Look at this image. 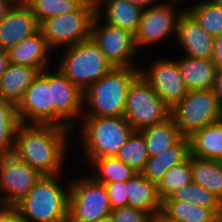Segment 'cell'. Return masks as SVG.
I'll return each mask as SVG.
<instances>
[{
	"mask_svg": "<svg viewBox=\"0 0 222 222\" xmlns=\"http://www.w3.org/2000/svg\"><path fill=\"white\" fill-rule=\"evenodd\" d=\"M73 132L57 125L21 124L12 154L42 175L64 174Z\"/></svg>",
	"mask_w": 222,
	"mask_h": 222,
	"instance_id": "1",
	"label": "cell"
},
{
	"mask_svg": "<svg viewBox=\"0 0 222 222\" xmlns=\"http://www.w3.org/2000/svg\"><path fill=\"white\" fill-rule=\"evenodd\" d=\"M62 175H43L28 194L13 205L22 222H68L70 181L63 182Z\"/></svg>",
	"mask_w": 222,
	"mask_h": 222,
	"instance_id": "2",
	"label": "cell"
},
{
	"mask_svg": "<svg viewBox=\"0 0 222 222\" xmlns=\"http://www.w3.org/2000/svg\"><path fill=\"white\" fill-rule=\"evenodd\" d=\"M79 123L73 129L76 131L73 138L79 135L75 137L80 139L79 143L88 163L96 158L115 157L135 131L124 116H82Z\"/></svg>",
	"mask_w": 222,
	"mask_h": 222,
	"instance_id": "3",
	"label": "cell"
},
{
	"mask_svg": "<svg viewBox=\"0 0 222 222\" xmlns=\"http://www.w3.org/2000/svg\"><path fill=\"white\" fill-rule=\"evenodd\" d=\"M139 75L140 67H114L84 91L82 116H124L129 87Z\"/></svg>",
	"mask_w": 222,
	"mask_h": 222,
	"instance_id": "4",
	"label": "cell"
},
{
	"mask_svg": "<svg viewBox=\"0 0 222 222\" xmlns=\"http://www.w3.org/2000/svg\"><path fill=\"white\" fill-rule=\"evenodd\" d=\"M61 51L57 68L83 92L114 68L92 38Z\"/></svg>",
	"mask_w": 222,
	"mask_h": 222,
	"instance_id": "5",
	"label": "cell"
},
{
	"mask_svg": "<svg viewBox=\"0 0 222 222\" xmlns=\"http://www.w3.org/2000/svg\"><path fill=\"white\" fill-rule=\"evenodd\" d=\"M96 15L95 3L84 2L76 11L52 16L39 24V30L54 50L91 38Z\"/></svg>",
	"mask_w": 222,
	"mask_h": 222,
	"instance_id": "6",
	"label": "cell"
},
{
	"mask_svg": "<svg viewBox=\"0 0 222 222\" xmlns=\"http://www.w3.org/2000/svg\"><path fill=\"white\" fill-rule=\"evenodd\" d=\"M171 118L183 136L222 120V105L213 89L192 90L171 108Z\"/></svg>",
	"mask_w": 222,
	"mask_h": 222,
	"instance_id": "7",
	"label": "cell"
},
{
	"mask_svg": "<svg viewBox=\"0 0 222 222\" xmlns=\"http://www.w3.org/2000/svg\"><path fill=\"white\" fill-rule=\"evenodd\" d=\"M77 176L70 180L68 222H96L109 217L112 208L105 185L89 174Z\"/></svg>",
	"mask_w": 222,
	"mask_h": 222,
	"instance_id": "8",
	"label": "cell"
},
{
	"mask_svg": "<svg viewBox=\"0 0 222 222\" xmlns=\"http://www.w3.org/2000/svg\"><path fill=\"white\" fill-rule=\"evenodd\" d=\"M124 117L135 131L171 118V108L140 74L128 90Z\"/></svg>",
	"mask_w": 222,
	"mask_h": 222,
	"instance_id": "9",
	"label": "cell"
},
{
	"mask_svg": "<svg viewBox=\"0 0 222 222\" xmlns=\"http://www.w3.org/2000/svg\"><path fill=\"white\" fill-rule=\"evenodd\" d=\"M167 1V2H166ZM184 3L186 0H165L160 4L145 8L141 15L135 35L137 49L161 43L173 34L176 37L177 25L185 8L176 11L175 3ZM174 5H173V4ZM177 12V13H176ZM161 41V42H160Z\"/></svg>",
	"mask_w": 222,
	"mask_h": 222,
	"instance_id": "10",
	"label": "cell"
},
{
	"mask_svg": "<svg viewBox=\"0 0 222 222\" xmlns=\"http://www.w3.org/2000/svg\"><path fill=\"white\" fill-rule=\"evenodd\" d=\"M91 38L114 67H137L133 62L139 53L134 33L102 22L95 15Z\"/></svg>",
	"mask_w": 222,
	"mask_h": 222,
	"instance_id": "11",
	"label": "cell"
},
{
	"mask_svg": "<svg viewBox=\"0 0 222 222\" xmlns=\"http://www.w3.org/2000/svg\"><path fill=\"white\" fill-rule=\"evenodd\" d=\"M51 95L53 125L75 129L83 115L84 92L56 67L51 69Z\"/></svg>",
	"mask_w": 222,
	"mask_h": 222,
	"instance_id": "12",
	"label": "cell"
},
{
	"mask_svg": "<svg viewBox=\"0 0 222 222\" xmlns=\"http://www.w3.org/2000/svg\"><path fill=\"white\" fill-rule=\"evenodd\" d=\"M16 109L22 124L53 125L51 67L39 72Z\"/></svg>",
	"mask_w": 222,
	"mask_h": 222,
	"instance_id": "13",
	"label": "cell"
},
{
	"mask_svg": "<svg viewBox=\"0 0 222 222\" xmlns=\"http://www.w3.org/2000/svg\"><path fill=\"white\" fill-rule=\"evenodd\" d=\"M43 177L14 154L0 156V201L13 206Z\"/></svg>",
	"mask_w": 222,
	"mask_h": 222,
	"instance_id": "14",
	"label": "cell"
},
{
	"mask_svg": "<svg viewBox=\"0 0 222 222\" xmlns=\"http://www.w3.org/2000/svg\"><path fill=\"white\" fill-rule=\"evenodd\" d=\"M140 74L170 108L188 93L177 61L171 57L157 59L147 69L140 68Z\"/></svg>",
	"mask_w": 222,
	"mask_h": 222,
	"instance_id": "15",
	"label": "cell"
},
{
	"mask_svg": "<svg viewBox=\"0 0 222 222\" xmlns=\"http://www.w3.org/2000/svg\"><path fill=\"white\" fill-rule=\"evenodd\" d=\"M175 39L185 56L212 59L214 37L210 36L187 10L180 17Z\"/></svg>",
	"mask_w": 222,
	"mask_h": 222,
	"instance_id": "16",
	"label": "cell"
},
{
	"mask_svg": "<svg viewBox=\"0 0 222 222\" xmlns=\"http://www.w3.org/2000/svg\"><path fill=\"white\" fill-rule=\"evenodd\" d=\"M39 31V23L26 3H16L0 22V49L9 50Z\"/></svg>",
	"mask_w": 222,
	"mask_h": 222,
	"instance_id": "17",
	"label": "cell"
},
{
	"mask_svg": "<svg viewBox=\"0 0 222 222\" xmlns=\"http://www.w3.org/2000/svg\"><path fill=\"white\" fill-rule=\"evenodd\" d=\"M51 51L53 49L40 30L7 50L9 63L37 68L40 72L51 67Z\"/></svg>",
	"mask_w": 222,
	"mask_h": 222,
	"instance_id": "18",
	"label": "cell"
},
{
	"mask_svg": "<svg viewBox=\"0 0 222 222\" xmlns=\"http://www.w3.org/2000/svg\"><path fill=\"white\" fill-rule=\"evenodd\" d=\"M95 5L96 15L103 18L102 21L105 19L107 24L136 33L144 10L142 7L127 0H96Z\"/></svg>",
	"mask_w": 222,
	"mask_h": 222,
	"instance_id": "19",
	"label": "cell"
},
{
	"mask_svg": "<svg viewBox=\"0 0 222 222\" xmlns=\"http://www.w3.org/2000/svg\"><path fill=\"white\" fill-rule=\"evenodd\" d=\"M188 91L213 89L217 67L212 59H198L183 55L175 59Z\"/></svg>",
	"mask_w": 222,
	"mask_h": 222,
	"instance_id": "20",
	"label": "cell"
},
{
	"mask_svg": "<svg viewBox=\"0 0 222 222\" xmlns=\"http://www.w3.org/2000/svg\"><path fill=\"white\" fill-rule=\"evenodd\" d=\"M127 206L150 213L156 220L161 215L162 201L155 182L137 173L127 181Z\"/></svg>",
	"mask_w": 222,
	"mask_h": 222,
	"instance_id": "21",
	"label": "cell"
},
{
	"mask_svg": "<svg viewBox=\"0 0 222 222\" xmlns=\"http://www.w3.org/2000/svg\"><path fill=\"white\" fill-rule=\"evenodd\" d=\"M189 155L190 141L187 136H183L174 146L150 156L141 174L157 184L170 168L183 162Z\"/></svg>",
	"mask_w": 222,
	"mask_h": 222,
	"instance_id": "22",
	"label": "cell"
},
{
	"mask_svg": "<svg viewBox=\"0 0 222 222\" xmlns=\"http://www.w3.org/2000/svg\"><path fill=\"white\" fill-rule=\"evenodd\" d=\"M39 72L37 68L9 63L0 78V97L17 105Z\"/></svg>",
	"mask_w": 222,
	"mask_h": 222,
	"instance_id": "23",
	"label": "cell"
},
{
	"mask_svg": "<svg viewBox=\"0 0 222 222\" xmlns=\"http://www.w3.org/2000/svg\"><path fill=\"white\" fill-rule=\"evenodd\" d=\"M188 138L191 156L222 161V120L194 131Z\"/></svg>",
	"mask_w": 222,
	"mask_h": 222,
	"instance_id": "24",
	"label": "cell"
},
{
	"mask_svg": "<svg viewBox=\"0 0 222 222\" xmlns=\"http://www.w3.org/2000/svg\"><path fill=\"white\" fill-rule=\"evenodd\" d=\"M163 222H218L219 216L212 210L182 201H162L159 217Z\"/></svg>",
	"mask_w": 222,
	"mask_h": 222,
	"instance_id": "25",
	"label": "cell"
},
{
	"mask_svg": "<svg viewBox=\"0 0 222 222\" xmlns=\"http://www.w3.org/2000/svg\"><path fill=\"white\" fill-rule=\"evenodd\" d=\"M139 132L145 139L150 156L162 153L183 137L172 118L161 124L143 128Z\"/></svg>",
	"mask_w": 222,
	"mask_h": 222,
	"instance_id": "26",
	"label": "cell"
},
{
	"mask_svg": "<svg viewBox=\"0 0 222 222\" xmlns=\"http://www.w3.org/2000/svg\"><path fill=\"white\" fill-rule=\"evenodd\" d=\"M192 181L214 193L222 201V161L192 156Z\"/></svg>",
	"mask_w": 222,
	"mask_h": 222,
	"instance_id": "27",
	"label": "cell"
},
{
	"mask_svg": "<svg viewBox=\"0 0 222 222\" xmlns=\"http://www.w3.org/2000/svg\"><path fill=\"white\" fill-rule=\"evenodd\" d=\"M95 172L91 177L101 184L112 182H127L137 173L127 164L116 157H102L93 159L89 163Z\"/></svg>",
	"mask_w": 222,
	"mask_h": 222,
	"instance_id": "28",
	"label": "cell"
},
{
	"mask_svg": "<svg viewBox=\"0 0 222 222\" xmlns=\"http://www.w3.org/2000/svg\"><path fill=\"white\" fill-rule=\"evenodd\" d=\"M20 122L16 105L0 97V156L13 153Z\"/></svg>",
	"mask_w": 222,
	"mask_h": 222,
	"instance_id": "29",
	"label": "cell"
},
{
	"mask_svg": "<svg viewBox=\"0 0 222 222\" xmlns=\"http://www.w3.org/2000/svg\"><path fill=\"white\" fill-rule=\"evenodd\" d=\"M169 199L212 209L219 217L222 215V201L214 193L193 181L177 190Z\"/></svg>",
	"mask_w": 222,
	"mask_h": 222,
	"instance_id": "30",
	"label": "cell"
},
{
	"mask_svg": "<svg viewBox=\"0 0 222 222\" xmlns=\"http://www.w3.org/2000/svg\"><path fill=\"white\" fill-rule=\"evenodd\" d=\"M186 10L196 19L201 27L212 37L222 34V6L210 0H198Z\"/></svg>",
	"mask_w": 222,
	"mask_h": 222,
	"instance_id": "31",
	"label": "cell"
},
{
	"mask_svg": "<svg viewBox=\"0 0 222 222\" xmlns=\"http://www.w3.org/2000/svg\"><path fill=\"white\" fill-rule=\"evenodd\" d=\"M192 156L170 168L163 178L156 184L157 193L161 201L172 196L184 185L192 182Z\"/></svg>",
	"mask_w": 222,
	"mask_h": 222,
	"instance_id": "32",
	"label": "cell"
},
{
	"mask_svg": "<svg viewBox=\"0 0 222 222\" xmlns=\"http://www.w3.org/2000/svg\"><path fill=\"white\" fill-rule=\"evenodd\" d=\"M115 157L129 165L136 173H141L150 157L143 135L134 131Z\"/></svg>",
	"mask_w": 222,
	"mask_h": 222,
	"instance_id": "33",
	"label": "cell"
},
{
	"mask_svg": "<svg viewBox=\"0 0 222 222\" xmlns=\"http://www.w3.org/2000/svg\"><path fill=\"white\" fill-rule=\"evenodd\" d=\"M84 2V0H29L26 4L40 24L52 16L76 11Z\"/></svg>",
	"mask_w": 222,
	"mask_h": 222,
	"instance_id": "34",
	"label": "cell"
},
{
	"mask_svg": "<svg viewBox=\"0 0 222 222\" xmlns=\"http://www.w3.org/2000/svg\"><path fill=\"white\" fill-rule=\"evenodd\" d=\"M110 217L113 222H155L156 219L146 211L132 208L120 207L112 209Z\"/></svg>",
	"mask_w": 222,
	"mask_h": 222,
	"instance_id": "35",
	"label": "cell"
},
{
	"mask_svg": "<svg viewBox=\"0 0 222 222\" xmlns=\"http://www.w3.org/2000/svg\"><path fill=\"white\" fill-rule=\"evenodd\" d=\"M108 193L109 202L112 209L126 207L128 200L127 182H112L104 184Z\"/></svg>",
	"mask_w": 222,
	"mask_h": 222,
	"instance_id": "36",
	"label": "cell"
},
{
	"mask_svg": "<svg viewBox=\"0 0 222 222\" xmlns=\"http://www.w3.org/2000/svg\"><path fill=\"white\" fill-rule=\"evenodd\" d=\"M0 222H22L14 206L2 205L0 207Z\"/></svg>",
	"mask_w": 222,
	"mask_h": 222,
	"instance_id": "37",
	"label": "cell"
},
{
	"mask_svg": "<svg viewBox=\"0 0 222 222\" xmlns=\"http://www.w3.org/2000/svg\"><path fill=\"white\" fill-rule=\"evenodd\" d=\"M214 39L215 45L212 61L216 64L218 70H222V34Z\"/></svg>",
	"mask_w": 222,
	"mask_h": 222,
	"instance_id": "38",
	"label": "cell"
},
{
	"mask_svg": "<svg viewBox=\"0 0 222 222\" xmlns=\"http://www.w3.org/2000/svg\"><path fill=\"white\" fill-rule=\"evenodd\" d=\"M17 0H0V22L8 15Z\"/></svg>",
	"mask_w": 222,
	"mask_h": 222,
	"instance_id": "39",
	"label": "cell"
},
{
	"mask_svg": "<svg viewBox=\"0 0 222 222\" xmlns=\"http://www.w3.org/2000/svg\"><path fill=\"white\" fill-rule=\"evenodd\" d=\"M213 90L215 92V95L218 97L220 104L222 105V70H217Z\"/></svg>",
	"mask_w": 222,
	"mask_h": 222,
	"instance_id": "40",
	"label": "cell"
},
{
	"mask_svg": "<svg viewBox=\"0 0 222 222\" xmlns=\"http://www.w3.org/2000/svg\"><path fill=\"white\" fill-rule=\"evenodd\" d=\"M8 65H9L8 52L6 50L0 49V78L3 75V73L7 70Z\"/></svg>",
	"mask_w": 222,
	"mask_h": 222,
	"instance_id": "41",
	"label": "cell"
},
{
	"mask_svg": "<svg viewBox=\"0 0 222 222\" xmlns=\"http://www.w3.org/2000/svg\"><path fill=\"white\" fill-rule=\"evenodd\" d=\"M135 5L142 7L143 9L160 4L161 0H127ZM158 1V2H157ZM156 3V4H155Z\"/></svg>",
	"mask_w": 222,
	"mask_h": 222,
	"instance_id": "42",
	"label": "cell"
},
{
	"mask_svg": "<svg viewBox=\"0 0 222 222\" xmlns=\"http://www.w3.org/2000/svg\"><path fill=\"white\" fill-rule=\"evenodd\" d=\"M96 222H113L112 218L109 216L107 218L97 220Z\"/></svg>",
	"mask_w": 222,
	"mask_h": 222,
	"instance_id": "43",
	"label": "cell"
},
{
	"mask_svg": "<svg viewBox=\"0 0 222 222\" xmlns=\"http://www.w3.org/2000/svg\"><path fill=\"white\" fill-rule=\"evenodd\" d=\"M210 1L213 2L214 4L222 6V0H210Z\"/></svg>",
	"mask_w": 222,
	"mask_h": 222,
	"instance_id": "44",
	"label": "cell"
},
{
	"mask_svg": "<svg viewBox=\"0 0 222 222\" xmlns=\"http://www.w3.org/2000/svg\"><path fill=\"white\" fill-rule=\"evenodd\" d=\"M29 0H17L18 3H27Z\"/></svg>",
	"mask_w": 222,
	"mask_h": 222,
	"instance_id": "45",
	"label": "cell"
},
{
	"mask_svg": "<svg viewBox=\"0 0 222 222\" xmlns=\"http://www.w3.org/2000/svg\"><path fill=\"white\" fill-rule=\"evenodd\" d=\"M85 2L95 3L96 0H84Z\"/></svg>",
	"mask_w": 222,
	"mask_h": 222,
	"instance_id": "46",
	"label": "cell"
},
{
	"mask_svg": "<svg viewBox=\"0 0 222 222\" xmlns=\"http://www.w3.org/2000/svg\"><path fill=\"white\" fill-rule=\"evenodd\" d=\"M218 222H222V215L219 217Z\"/></svg>",
	"mask_w": 222,
	"mask_h": 222,
	"instance_id": "47",
	"label": "cell"
},
{
	"mask_svg": "<svg viewBox=\"0 0 222 222\" xmlns=\"http://www.w3.org/2000/svg\"><path fill=\"white\" fill-rule=\"evenodd\" d=\"M155 222H163L160 218H158Z\"/></svg>",
	"mask_w": 222,
	"mask_h": 222,
	"instance_id": "48",
	"label": "cell"
}]
</instances>
